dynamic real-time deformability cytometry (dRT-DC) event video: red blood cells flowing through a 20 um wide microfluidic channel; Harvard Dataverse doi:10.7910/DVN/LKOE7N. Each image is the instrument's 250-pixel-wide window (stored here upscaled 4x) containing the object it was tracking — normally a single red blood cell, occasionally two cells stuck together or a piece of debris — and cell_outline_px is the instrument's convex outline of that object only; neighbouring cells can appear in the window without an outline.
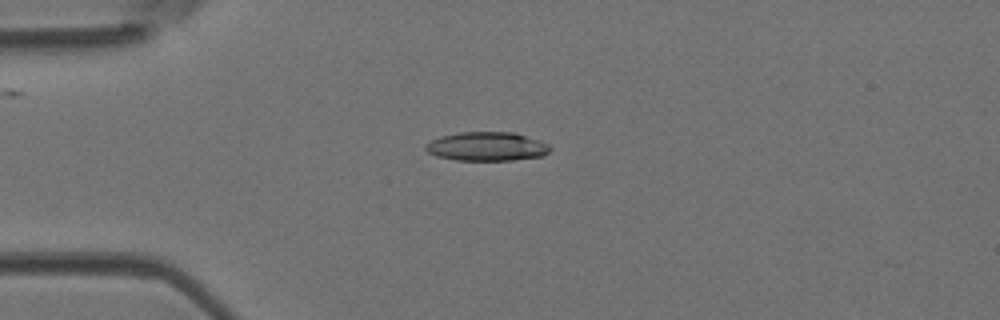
{"species": "Egyptian fruit bat (a non-hibernating species)", "species_latin": "Rousettus aegyptiacus", "temperature_condition": "room temperature", "stored_images_in_passage": 4, "camera_frame_rate_fps": 3000, "um_per_image_px": 0.085, "animal": {"sex": "female"}, "frame": {"image": 1, "passage_image": 3, "time_ms": 0.667, "image_size_px": [1000, 320], "cell_outline_px": [[552, 148], [544, 156], [512, 160], [456, 160], [436, 156], [428, 152], [424, 148], [424, 144], [440, 136], [460, 132], [516, 132], [540, 140], [548, 144]], "centroid_in_image_um": [41.39, 12.44], "position_along_channel_um": 43.6, "area_um2": 21.15}}